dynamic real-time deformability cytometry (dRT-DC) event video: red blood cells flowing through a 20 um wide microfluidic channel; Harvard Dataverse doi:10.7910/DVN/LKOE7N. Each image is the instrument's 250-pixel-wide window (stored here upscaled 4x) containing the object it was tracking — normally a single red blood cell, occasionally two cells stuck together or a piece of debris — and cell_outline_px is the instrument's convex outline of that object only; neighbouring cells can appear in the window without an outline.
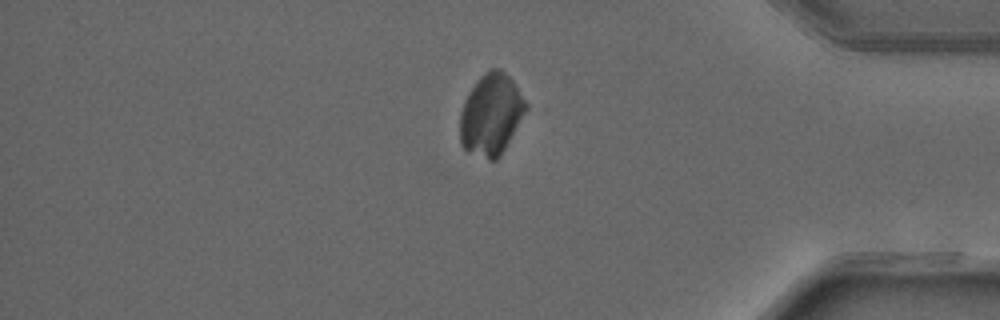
{"species": "common noctule bat (a hibernating species)", "species_latin": "Nyctalus noctula", "temperature_condition": "warm", "stored_images_in_passage": 48, "camera_frame_rate_fps": 3000, "um_per_image_px": 0.085, "animal": {"sex": "male", "forearm_length_mm": 52.5}, "frame": {"image": 1, "passage_image": 40, "time_ms": 13.0, "image_size_px": [1000, 320], "cell_outline_px": [[528, 108], [500, 156], [496, 160], [488, 160], [468, 152], [460, 144], [460, 112], [464, 100], [468, 92], [480, 76], [488, 68], [500, 68], [512, 80], [528, 104]], "centroid_in_image_um": [41.73, 9.73], "position_along_channel_um": 393.5, "area_um2": 31.39}}
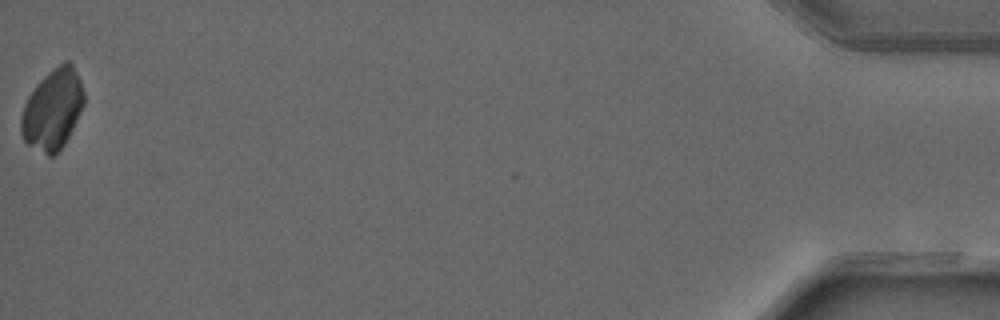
{"frame": {"image": 2, "passage_image": 48, "time_ms": 15.667, "image_size_px": [1000, 320], "cell_outline_px": [[84, 104], [64, 144], [52, 156], [48, 156], [28, 144], [24, 140], [20, 132], [20, 120], [24, 104], [28, 96], [36, 84], [48, 72], [64, 60], [68, 60], [72, 64], [80, 80], [84, 92]], "centroid_in_image_um": [4.46, 9.27], "position_along_channel_um": 430.7, "area_um2": 29.25}}